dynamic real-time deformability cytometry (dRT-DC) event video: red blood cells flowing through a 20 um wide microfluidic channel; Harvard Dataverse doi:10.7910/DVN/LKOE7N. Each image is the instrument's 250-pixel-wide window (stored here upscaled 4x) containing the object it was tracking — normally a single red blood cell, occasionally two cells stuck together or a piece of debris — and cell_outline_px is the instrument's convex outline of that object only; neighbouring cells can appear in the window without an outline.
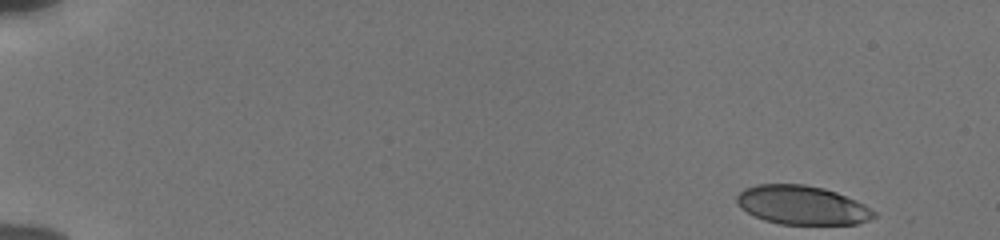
{"species": "human", "species_latin": "Homo sapiens", "temperature_condition": "cold", "stored_images_in_passage": 51, "camera_frame_rate_fps": 3000, "um_per_image_px": 0.085, "donor": {"sex": "male"}, "frame": {"image": 1, "passage_image": 1, "time_ms": 0.0, "image_size_px": [1000, 240], "cell_outline_px": [[876, 216], [868, 220], [856, 224], [780, 224], [764, 220], [740, 208], [736, 204], [736, 196], [744, 188], [756, 184], [804, 184], [824, 188], [836, 192], [856, 200], [864, 204], [876, 212]], "centroid_in_image_um": [68.16, 17.43], "position_along_channel_um": 16.8, "area_um2": 31.15}}
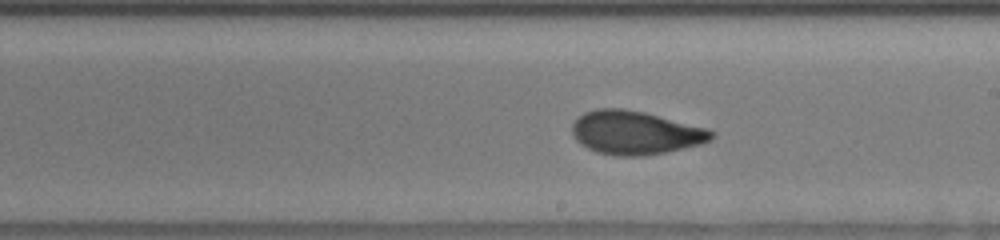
{"frame": {"image": 2, "passage_image": 30, "time_ms": 9.667, "image_size_px": [1000, 240], "cell_outline_px": [[716, 136], [712, 140], [700, 144], [664, 152], [640, 156], [616, 156], [596, 152], [580, 144], [576, 140], [572, 132], [572, 124], [584, 112], [596, 108], [624, 108], [644, 112], [708, 128], [716, 132]], "centroid_in_image_um": [54.01, 11.27], "position_along_channel_um": 235.0, "area_um2": 35.43}}
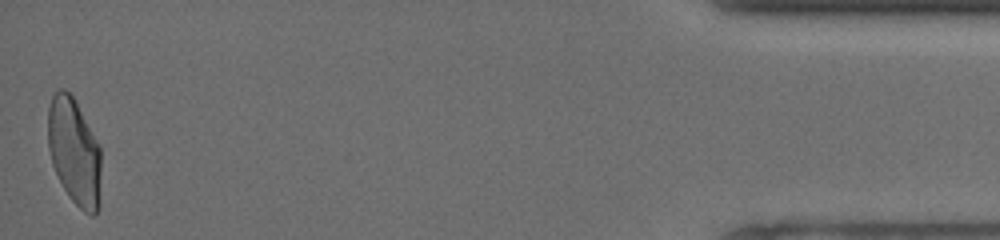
{"frame": {"image": 3, "passage_image": 51, "time_ms": 16.667, "image_size_px": [1000, 240], "cell_outline_px": [[100, 204], [96, 212], [92, 216], [84, 212], [68, 196], [52, 164], [48, 148], [48, 108], [52, 96], [60, 88], [64, 88], [72, 96], [100, 144]], "centroid_in_image_um": [6.32, 12.9], "position_along_channel_um": 428.9, "area_um2": 33.06}, "authors_computed_cell_mechanics": {"area_um2": 34.102, "velocity_mm_per_s": 3.8403, "shape_relaxation_time_tau1_ms": 4.9407, "shape_relaxation_time_tau2_ms": 1.0686, "deformation_change_tau1": 0.1764, "deformation_change_tau2": 0.0566}}